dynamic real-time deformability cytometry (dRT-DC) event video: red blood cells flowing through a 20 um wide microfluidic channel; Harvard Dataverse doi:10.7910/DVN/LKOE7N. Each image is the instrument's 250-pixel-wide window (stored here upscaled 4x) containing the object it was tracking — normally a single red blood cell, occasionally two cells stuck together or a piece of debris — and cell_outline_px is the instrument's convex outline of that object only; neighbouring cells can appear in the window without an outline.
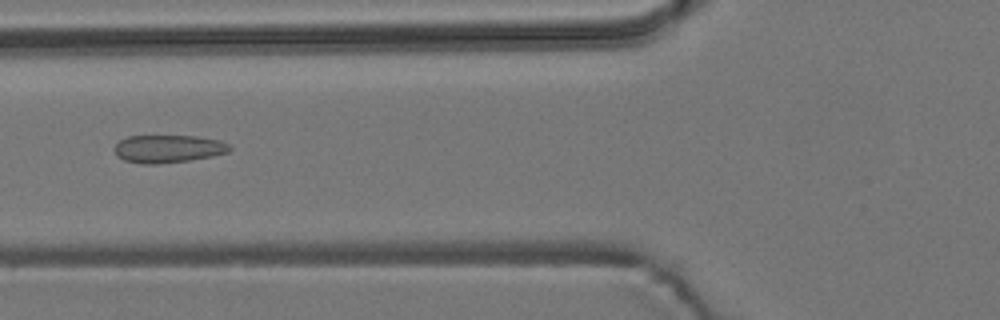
{"species": "common noctule bat (a hibernating species)", "species_latin": "Nyctalus noctula", "temperature_condition": "room temperature", "stored_images_in_passage": 9, "camera_frame_rate_fps": 3000, "um_per_image_px": 0.085, "animal": {"sex": "male", "body_mass_g": 19.2, "forearm_length_mm": 51.8}, "frame": {"image": 1, "passage_image": 6, "time_ms": 6.0, "image_size_px": [1000, 320], "cell_outline_px": [[232, 148], [228, 152], [212, 156], [188, 160], [156, 164], [144, 164], [124, 160], [116, 156], [112, 148], [120, 140], [128, 136], [196, 136], [220, 140], [228, 144]], "centroid_in_image_um": [14.26, 12.64], "position_along_channel_um": 111.5, "area_um2": 18.67}}
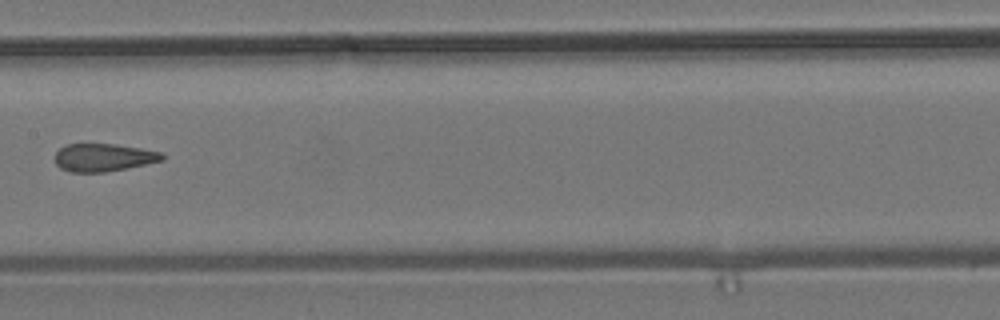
{"frame": {"image": 2, "passage_image": 8, "time_ms": 8.333, "image_size_px": [1000, 320], "cell_outline_px": [[164, 160], [128, 168], [104, 172], [72, 172], [60, 168], [56, 164], [56, 152], [60, 148], [68, 144], [116, 144], [164, 152]], "centroid_in_image_um": [8.83, 13.38], "position_along_channel_um": 198.6, "area_um2": 17.4}}
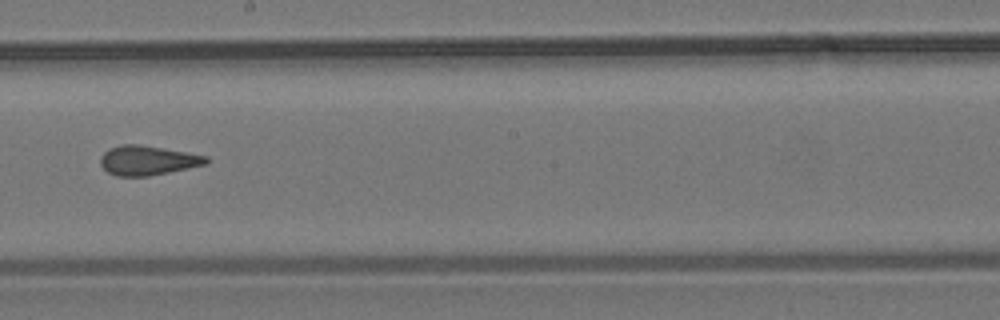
{"frame": {"image": 3, "passage_image": 9, "time_ms": 9.333, "image_size_px": [1000, 320], "cell_outline_px": [[208, 160], [204, 164], [168, 172], [148, 176], [116, 176], [108, 172], [100, 164], [100, 156], [108, 148], [124, 144], [140, 144], [208, 156]], "centroid_in_image_um": [12.49, 13.62], "position_along_channel_um": 235.7, "area_um2": 17.98}}